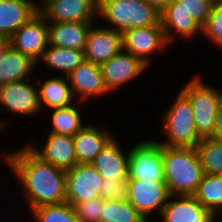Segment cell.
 Listing matches in <instances>:
<instances>
[{
	"mask_svg": "<svg viewBox=\"0 0 222 222\" xmlns=\"http://www.w3.org/2000/svg\"><path fill=\"white\" fill-rule=\"evenodd\" d=\"M0 156L20 180L29 212L41 206L66 202V170L42 161L27 145Z\"/></svg>",
	"mask_w": 222,
	"mask_h": 222,
	"instance_id": "6da1fadb",
	"label": "cell"
},
{
	"mask_svg": "<svg viewBox=\"0 0 222 222\" xmlns=\"http://www.w3.org/2000/svg\"><path fill=\"white\" fill-rule=\"evenodd\" d=\"M162 159L170 195H194L204 176L197 149L163 146Z\"/></svg>",
	"mask_w": 222,
	"mask_h": 222,
	"instance_id": "7a4b0ae2",
	"label": "cell"
},
{
	"mask_svg": "<svg viewBox=\"0 0 222 222\" xmlns=\"http://www.w3.org/2000/svg\"><path fill=\"white\" fill-rule=\"evenodd\" d=\"M98 17L121 33L160 22V12L145 0H98Z\"/></svg>",
	"mask_w": 222,
	"mask_h": 222,
	"instance_id": "3957f363",
	"label": "cell"
},
{
	"mask_svg": "<svg viewBox=\"0 0 222 222\" xmlns=\"http://www.w3.org/2000/svg\"><path fill=\"white\" fill-rule=\"evenodd\" d=\"M173 104L162 116L165 141L168 147L196 148L202 140L197 132L190 99L180 90Z\"/></svg>",
	"mask_w": 222,
	"mask_h": 222,
	"instance_id": "277c9868",
	"label": "cell"
},
{
	"mask_svg": "<svg viewBox=\"0 0 222 222\" xmlns=\"http://www.w3.org/2000/svg\"><path fill=\"white\" fill-rule=\"evenodd\" d=\"M201 77L193 76L180 90L190 99L198 135L205 139L213 137L222 90L204 83Z\"/></svg>",
	"mask_w": 222,
	"mask_h": 222,
	"instance_id": "5b68a950",
	"label": "cell"
},
{
	"mask_svg": "<svg viewBox=\"0 0 222 222\" xmlns=\"http://www.w3.org/2000/svg\"><path fill=\"white\" fill-rule=\"evenodd\" d=\"M129 179L165 182L163 145L155 140L137 142L129 148Z\"/></svg>",
	"mask_w": 222,
	"mask_h": 222,
	"instance_id": "8992f818",
	"label": "cell"
},
{
	"mask_svg": "<svg viewBox=\"0 0 222 222\" xmlns=\"http://www.w3.org/2000/svg\"><path fill=\"white\" fill-rule=\"evenodd\" d=\"M170 192L165 182L146 179L128 180L126 200L131 203L150 222L152 212L161 214L163 207L170 198Z\"/></svg>",
	"mask_w": 222,
	"mask_h": 222,
	"instance_id": "52a82bcc",
	"label": "cell"
},
{
	"mask_svg": "<svg viewBox=\"0 0 222 222\" xmlns=\"http://www.w3.org/2000/svg\"><path fill=\"white\" fill-rule=\"evenodd\" d=\"M9 42L38 63L49 44L47 19L38 11L9 38Z\"/></svg>",
	"mask_w": 222,
	"mask_h": 222,
	"instance_id": "ba28073f",
	"label": "cell"
},
{
	"mask_svg": "<svg viewBox=\"0 0 222 222\" xmlns=\"http://www.w3.org/2000/svg\"><path fill=\"white\" fill-rule=\"evenodd\" d=\"M123 50L140 58L146 65L152 64L151 56L169 45L161 21L154 26L139 27L122 33Z\"/></svg>",
	"mask_w": 222,
	"mask_h": 222,
	"instance_id": "9c48e42d",
	"label": "cell"
},
{
	"mask_svg": "<svg viewBox=\"0 0 222 222\" xmlns=\"http://www.w3.org/2000/svg\"><path fill=\"white\" fill-rule=\"evenodd\" d=\"M103 177L92 164L77 163L66 170V202L73 207L87 200L100 197Z\"/></svg>",
	"mask_w": 222,
	"mask_h": 222,
	"instance_id": "30bf717a",
	"label": "cell"
},
{
	"mask_svg": "<svg viewBox=\"0 0 222 222\" xmlns=\"http://www.w3.org/2000/svg\"><path fill=\"white\" fill-rule=\"evenodd\" d=\"M0 105L6 113L33 116L41 112L38 86L28 80L11 82L0 86Z\"/></svg>",
	"mask_w": 222,
	"mask_h": 222,
	"instance_id": "8fae6325",
	"label": "cell"
},
{
	"mask_svg": "<svg viewBox=\"0 0 222 222\" xmlns=\"http://www.w3.org/2000/svg\"><path fill=\"white\" fill-rule=\"evenodd\" d=\"M107 90L111 93L118 90L126 82L132 81L150 67L140 58L122 50L109 61L100 65Z\"/></svg>",
	"mask_w": 222,
	"mask_h": 222,
	"instance_id": "7c38bea8",
	"label": "cell"
},
{
	"mask_svg": "<svg viewBox=\"0 0 222 222\" xmlns=\"http://www.w3.org/2000/svg\"><path fill=\"white\" fill-rule=\"evenodd\" d=\"M39 12L48 22H94L98 0H50Z\"/></svg>",
	"mask_w": 222,
	"mask_h": 222,
	"instance_id": "4fadbf2b",
	"label": "cell"
},
{
	"mask_svg": "<svg viewBox=\"0 0 222 222\" xmlns=\"http://www.w3.org/2000/svg\"><path fill=\"white\" fill-rule=\"evenodd\" d=\"M67 78L73 95L79 102L85 103L89 99H96L110 93L104 83L100 65L91 61L85 60Z\"/></svg>",
	"mask_w": 222,
	"mask_h": 222,
	"instance_id": "5bb4252c",
	"label": "cell"
},
{
	"mask_svg": "<svg viewBox=\"0 0 222 222\" xmlns=\"http://www.w3.org/2000/svg\"><path fill=\"white\" fill-rule=\"evenodd\" d=\"M94 25L96 24H93L88 34L85 60L101 65L123 50V36L110 27Z\"/></svg>",
	"mask_w": 222,
	"mask_h": 222,
	"instance_id": "9a60e30c",
	"label": "cell"
},
{
	"mask_svg": "<svg viewBox=\"0 0 222 222\" xmlns=\"http://www.w3.org/2000/svg\"><path fill=\"white\" fill-rule=\"evenodd\" d=\"M160 217L163 222H215L218 220L193 195H171Z\"/></svg>",
	"mask_w": 222,
	"mask_h": 222,
	"instance_id": "2e32d148",
	"label": "cell"
},
{
	"mask_svg": "<svg viewBox=\"0 0 222 222\" xmlns=\"http://www.w3.org/2000/svg\"><path fill=\"white\" fill-rule=\"evenodd\" d=\"M44 144L41 149L33 143L26 145L42 161L63 170L71 169L77 164L72 136L49 133Z\"/></svg>",
	"mask_w": 222,
	"mask_h": 222,
	"instance_id": "e0dca14e",
	"label": "cell"
},
{
	"mask_svg": "<svg viewBox=\"0 0 222 222\" xmlns=\"http://www.w3.org/2000/svg\"><path fill=\"white\" fill-rule=\"evenodd\" d=\"M117 141L118 139L114 136L91 163L108 181L129 179V151L125 152L121 143Z\"/></svg>",
	"mask_w": 222,
	"mask_h": 222,
	"instance_id": "ac0fdd59",
	"label": "cell"
},
{
	"mask_svg": "<svg viewBox=\"0 0 222 222\" xmlns=\"http://www.w3.org/2000/svg\"><path fill=\"white\" fill-rule=\"evenodd\" d=\"M96 22H48V45L85 50L91 27Z\"/></svg>",
	"mask_w": 222,
	"mask_h": 222,
	"instance_id": "d6986e66",
	"label": "cell"
},
{
	"mask_svg": "<svg viewBox=\"0 0 222 222\" xmlns=\"http://www.w3.org/2000/svg\"><path fill=\"white\" fill-rule=\"evenodd\" d=\"M101 127L86 124L74 137L77 163L91 164L98 153L114 137L111 131Z\"/></svg>",
	"mask_w": 222,
	"mask_h": 222,
	"instance_id": "ffe728a7",
	"label": "cell"
},
{
	"mask_svg": "<svg viewBox=\"0 0 222 222\" xmlns=\"http://www.w3.org/2000/svg\"><path fill=\"white\" fill-rule=\"evenodd\" d=\"M160 21L169 45L178 38L191 39L197 34L202 36V26L184 9H164Z\"/></svg>",
	"mask_w": 222,
	"mask_h": 222,
	"instance_id": "44dd1931",
	"label": "cell"
},
{
	"mask_svg": "<svg viewBox=\"0 0 222 222\" xmlns=\"http://www.w3.org/2000/svg\"><path fill=\"white\" fill-rule=\"evenodd\" d=\"M37 12L29 0H0V37L9 39Z\"/></svg>",
	"mask_w": 222,
	"mask_h": 222,
	"instance_id": "7402d4cb",
	"label": "cell"
},
{
	"mask_svg": "<svg viewBox=\"0 0 222 222\" xmlns=\"http://www.w3.org/2000/svg\"><path fill=\"white\" fill-rule=\"evenodd\" d=\"M36 65L31 58L9 44L0 57V86L26 79L30 81Z\"/></svg>",
	"mask_w": 222,
	"mask_h": 222,
	"instance_id": "603a6c76",
	"label": "cell"
},
{
	"mask_svg": "<svg viewBox=\"0 0 222 222\" xmlns=\"http://www.w3.org/2000/svg\"><path fill=\"white\" fill-rule=\"evenodd\" d=\"M37 84L41 109L67 107L77 102L73 99L74 95L67 76L52 78L49 76L43 83Z\"/></svg>",
	"mask_w": 222,
	"mask_h": 222,
	"instance_id": "cb8c5ba5",
	"label": "cell"
},
{
	"mask_svg": "<svg viewBox=\"0 0 222 222\" xmlns=\"http://www.w3.org/2000/svg\"><path fill=\"white\" fill-rule=\"evenodd\" d=\"M85 61L84 50L48 45L37 65L45 63L50 70L60 71L61 76H68Z\"/></svg>",
	"mask_w": 222,
	"mask_h": 222,
	"instance_id": "d4e9b609",
	"label": "cell"
},
{
	"mask_svg": "<svg viewBox=\"0 0 222 222\" xmlns=\"http://www.w3.org/2000/svg\"><path fill=\"white\" fill-rule=\"evenodd\" d=\"M82 103L84 102L77 101L67 107L49 109L51 111L49 133L74 137L86 125L82 122L81 117L79 104Z\"/></svg>",
	"mask_w": 222,
	"mask_h": 222,
	"instance_id": "484cf974",
	"label": "cell"
},
{
	"mask_svg": "<svg viewBox=\"0 0 222 222\" xmlns=\"http://www.w3.org/2000/svg\"><path fill=\"white\" fill-rule=\"evenodd\" d=\"M193 196L222 222V175L204 174Z\"/></svg>",
	"mask_w": 222,
	"mask_h": 222,
	"instance_id": "4316f807",
	"label": "cell"
},
{
	"mask_svg": "<svg viewBox=\"0 0 222 222\" xmlns=\"http://www.w3.org/2000/svg\"><path fill=\"white\" fill-rule=\"evenodd\" d=\"M100 220L104 222H148L126 199L103 200Z\"/></svg>",
	"mask_w": 222,
	"mask_h": 222,
	"instance_id": "83f0119b",
	"label": "cell"
},
{
	"mask_svg": "<svg viewBox=\"0 0 222 222\" xmlns=\"http://www.w3.org/2000/svg\"><path fill=\"white\" fill-rule=\"evenodd\" d=\"M196 149L204 174L222 175V140L202 139Z\"/></svg>",
	"mask_w": 222,
	"mask_h": 222,
	"instance_id": "f1b7e54d",
	"label": "cell"
},
{
	"mask_svg": "<svg viewBox=\"0 0 222 222\" xmlns=\"http://www.w3.org/2000/svg\"><path fill=\"white\" fill-rule=\"evenodd\" d=\"M33 222H79L75 208L68 202L31 210Z\"/></svg>",
	"mask_w": 222,
	"mask_h": 222,
	"instance_id": "f546056e",
	"label": "cell"
},
{
	"mask_svg": "<svg viewBox=\"0 0 222 222\" xmlns=\"http://www.w3.org/2000/svg\"><path fill=\"white\" fill-rule=\"evenodd\" d=\"M217 0H172L165 9H184L202 27Z\"/></svg>",
	"mask_w": 222,
	"mask_h": 222,
	"instance_id": "4dcf8cb0",
	"label": "cell"
},
{
	"mask_svg": "<svg viewBox=\"0 0 222 222\" xmlns=\"http://www.w3.org/2000/svg\"><path fill=\"white\" fill-rule=\"evenodd\" d=\"M202 35L209 39L213 46L222 49V0H217L214 4L206 24L202 27Z\"/></svg>",
	"mask_w": 222,
	"mask_h": 222,
	"instance_id": "1f68e13d",
	"label": "cell"
},
{
	"mask_svg": "<svg viewBox=\"0 0 222 222\" xmlns=\"http://www.w3.org/2000/svg\"><path fill=\"white\" fill-rule=\"evenodd\" d=\"M103 206V199L97 197L74 206L79 222H98Z\"/></svg>",
	"mask_w": 222,
	"mask_h": 222,
	"instance_id": "d6a6232c",
	"label": "cell"
},
{
	"mask_svg": "<svg viewBox=\"0 0 222 222\" xmlns=\"http://www.w3.org/2000/svg\"><path fill=\"white\" fill-rule=\"evenodd\" d=\"M100 188V197L103 200H125L128 194V180L108 181L103 178Z\"/></svg>",
	"mask_w": 222,
	"mask_h": 222,
	"instance_id": "836d02e7",
	"label": "cell"
},
{
	"mask_svg": "<svg viewBox=\"0 0 222 222\" xmlns=\"http://www.w3.org/2000/svg\"><path fill=\"white\" fill-rule=\"evenodd\" d=\"M212 138L216 140H222V97L217 108L215 130Z\"/></svg>",
	"mask_w": 222,
	"mask_h": 222,
	"instance_id": "e575fe53",
	"label": "cell"
},
{
	"mask_svg": "<svg viewBox=\"0 0 222 222\" xmlns=\"http://www.w3.org/2000/svg\"><path fill=\"white\" fill-rule=\"evenodd\" d=\"M145 1L148 4L153 5L161 13L172 0H145Z\"/></svg>",
	"mask_w": 222,
	"mask_h": 222,
	"instance_id": "d590c367",
	"label": "cell"
},
{
	"mask_svg": "<svg viewBox=\"0 0 222 222\" xmlns=\"http://www.w3.org/2000/svg\"><path fill=\"white\" fill-rule=\"evenodd\" d=\"M30 3L39 11L41 10L50 0H40L36 1L35 0H29ZM33 1V2H32Z\"/></svg>",
	"mask_w": 222,
	"mask_h": 222,
	"instance_id": "8d00e7d4",
	"label": "cell"
},
{
	"mask_svg": "<svg viewBox=\"0 0 222 222\" xmlns=\"http://www.w3.org/2000/svg\"><path fill=\"white\" fill-rule=\"evenodd\" d=\"M10 44L9 39L0 37V57L2 56L6 47Z\"/></svg>",
	"mask_w": 222,
	"mask_h": 222,
	"instance_id": "74e56055",
	"label": "cell"
},
{
	"mask_svg": "<svg viewBox=\"0 0 222 222\" xmlns=\"http://www.w3.org/2000/svg\"><path fill=\"white\" fill-rule=\"evenodd\" d=\"M2 118H0V130H2L5 126H8L7 124H8V120L7 119H2ZM6 120V121H5ZM7 123V124H6Z\"/></svg>",
	"mask_w": 222,
	"mask_h": 222,
	"instance_id": "f35d334b",
	"label": "cell"
}]
</instances>
